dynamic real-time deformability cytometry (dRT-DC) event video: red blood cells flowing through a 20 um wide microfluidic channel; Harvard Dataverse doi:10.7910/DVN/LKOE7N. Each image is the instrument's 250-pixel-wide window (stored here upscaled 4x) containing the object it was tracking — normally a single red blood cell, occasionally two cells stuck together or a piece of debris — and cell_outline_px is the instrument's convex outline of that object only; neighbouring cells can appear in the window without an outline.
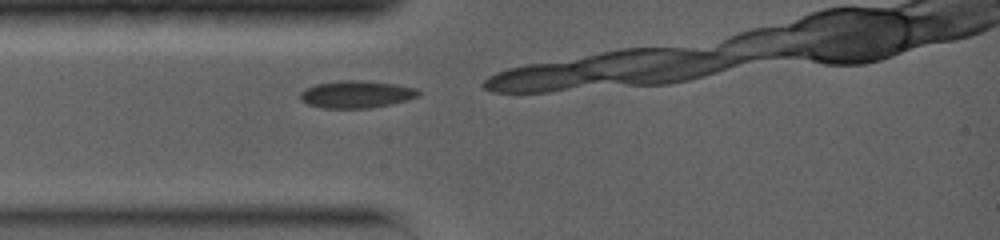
{"species": "common noctule bat (a hibernating species)", "species_latin": "Nyctalus noctula", "temperature_condition": "warm", "stored_images_in_passage": 21, "camera_frame_rate_fps": 5000, "um_per_image_px": 0.085, "animal": {"sex": "female", "body_mass_g": 19.0, "forearm_length_mm": 56.7}, "frame": {"image": 1, "passage_image": 1, "time_ms": 0.0, "image_size_px": [1000, 240], "cell_outline_px": [[420, 96], [408, 100], [392, 104], [368, 108], [324, 108], [308, 104], [300, 100], [300, 92], [304, 88], [316, 84], [344, 80], [360, 80], [396, 84], [416, 88], [420, 92]], "centroid_in_image_um": [30.3, 8.02], "position_along_channel_um": 54.7, "area_um2": 18.9}}